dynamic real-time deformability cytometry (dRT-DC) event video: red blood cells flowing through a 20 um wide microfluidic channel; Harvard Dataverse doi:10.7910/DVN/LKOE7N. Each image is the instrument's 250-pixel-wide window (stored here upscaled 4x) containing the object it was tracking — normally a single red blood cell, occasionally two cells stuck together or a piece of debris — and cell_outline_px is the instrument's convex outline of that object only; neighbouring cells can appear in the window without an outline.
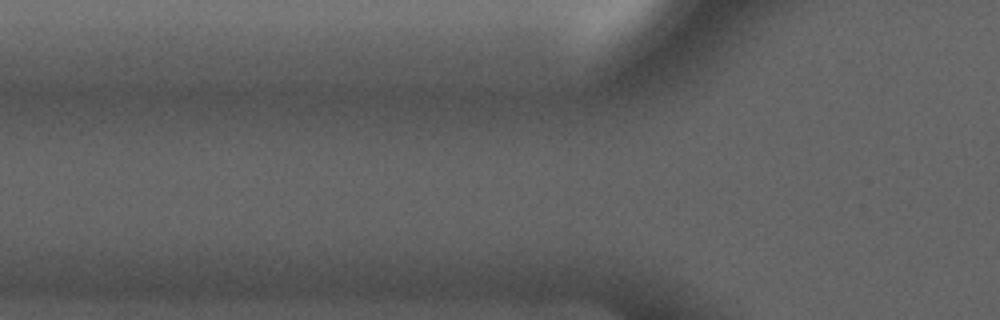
{"species": "common noctule bat (a hibernating species)", "species_latin": "Nyctalus noctula", "temperature_condition": "cold", "stored_images_in_passage": 4, "camera_frame_rate_fps": 3000, "um_per_image_px": 0.085, "animal": {"sex": "male", "forearm_length_mm": 52.5}, "frame": {"image": 1, "passage_image": 3, "time_ms": 2.333, "image_size_px": [1000, 320], "cell_outline_px": [[356, 292], [348, 296], [336, 300], [276, 300], [208, 296], [208, 292], [236, 288], [348, 288]], "centroid_in_image_um": [24.23, 24.96], "position_along_channel_um": 101.6, "area_um2": 10.81}}